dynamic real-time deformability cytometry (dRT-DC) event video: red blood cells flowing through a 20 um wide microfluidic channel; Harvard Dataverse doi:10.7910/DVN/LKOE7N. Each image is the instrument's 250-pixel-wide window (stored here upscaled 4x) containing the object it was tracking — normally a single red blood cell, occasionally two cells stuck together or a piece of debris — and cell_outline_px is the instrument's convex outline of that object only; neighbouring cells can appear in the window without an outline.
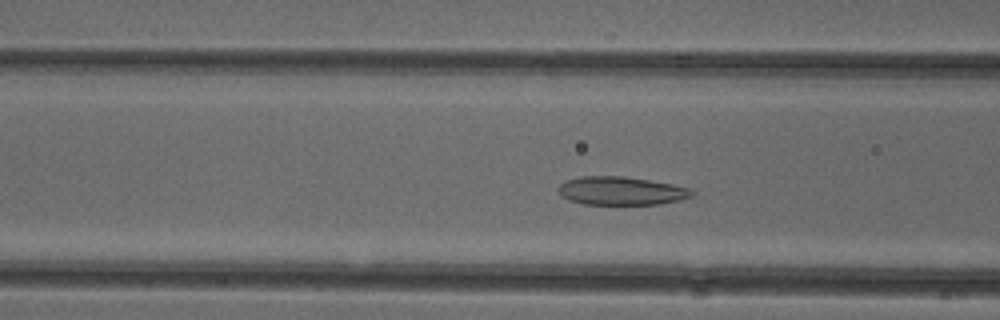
{"species": "common noctule bat (a hibernating species)", "species_latin": "Nyctalus noctula", "temperature_condition": "cold", "stored_images_in_passage": 47, "camera_frame_rate_fps": 3000, "um_per_image_px": 0.085, "animal": {"sex": "female"}, "frame": {"image": 1, "passage_image": 15, "time_ms": 4.667, "image_size_px": [1000, 320], "cell_outline_px": [[696, 192], [692, 196], [680, 200], [660, 204], [584, 204], [568, 200], [560, 196], [556, 188], [560, 184], [568, 180], [580, 176], [624, 176], [672, 184], [692, 188]], "centroid_in_image_um": [52.8, 16.22], "position_along_channel_um": 113.8, "area_um2": 22.25}}
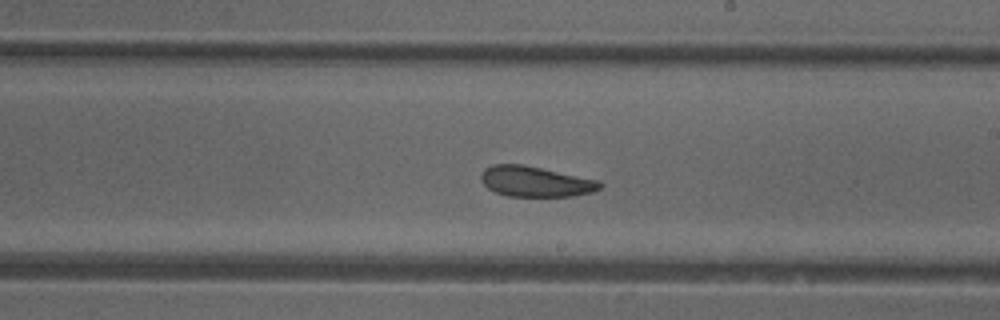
{"frame": {"image": 2, "passage_image": 25, "time_ms": 8.0, "image_size_px": [1000, 320], "cell_outline_px": [[604, 184], [600, 188], [592, 192], [572, 196], [508, 196], [496, 192], [488, 188], [480, 180], [480, 176], [484, 168], [492, 164], [524, 164], [600, 180]], "centroid_in_image_um": [45.52, 15.42], "position_along_channel_um": 243.5, "area_um2": 21.27}}
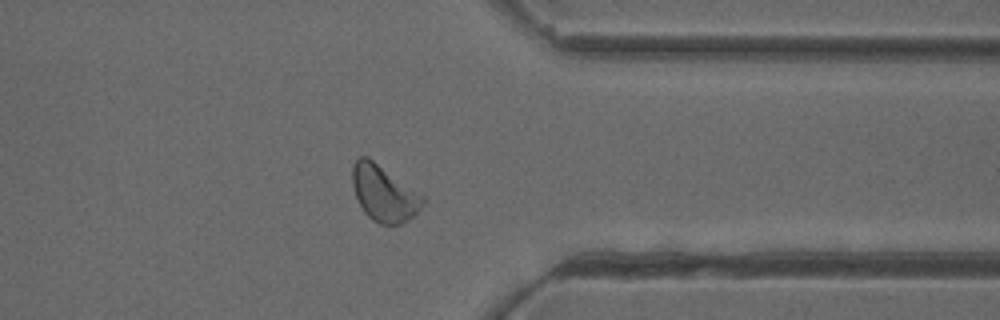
{"frame": {"image": 3, "passage_image": 36, "time_ms": 11.667, "image_size_px": [1000, 320], "cell_outline_px": [[424, 204], [408, 220], [400, 224], [380, 224], [372, 220], [364, 212], [356, 196], [352, 184], [352, 168], [356, 160], [360, 156], [368, 156], [424, 196]], "centroid_in_image_um": [32.62, 16.42], "position_along_channel_um": 378.8, "area_um2": 22.77}, "authors_computed_cell_mechanics": {"area_um2": 22.3686, "velocity_mm_per_s": 3.9064, "shape_relaxation_time_tau1_ms": 3.5927, "shape_relaxation_time_tau2_ms": 4.2063, "deformation_change_tau1": 0.0935, "deformation_change_tau2": 0.1011}}